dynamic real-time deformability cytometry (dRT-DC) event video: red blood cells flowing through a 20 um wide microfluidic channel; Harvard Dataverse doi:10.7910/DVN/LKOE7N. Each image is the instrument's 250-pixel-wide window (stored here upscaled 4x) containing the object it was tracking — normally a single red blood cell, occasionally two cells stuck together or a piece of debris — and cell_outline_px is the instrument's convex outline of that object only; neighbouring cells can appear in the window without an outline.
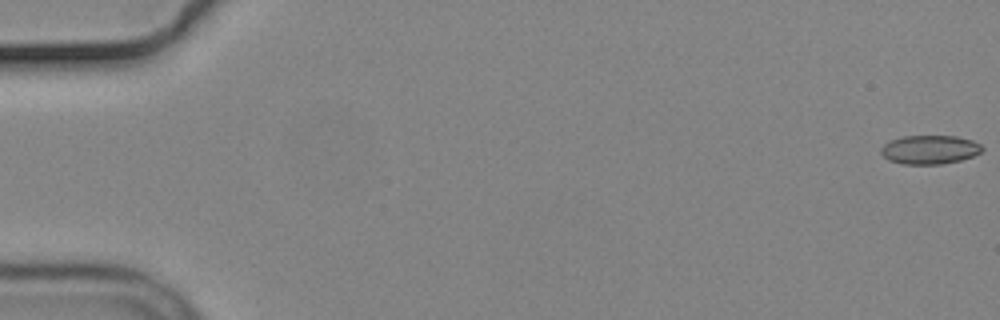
{"species": "common noctule bat (a hibernating species)", "species_latin": "Nyctalus noctula", "temperature_condition": "cold", "stored_images_in_passage": 11, "camera_frame_rate_fps": 3000, "um_per_image_px": 0.085, "animal": {"sex": "male", "body_mass_g": 19.2, "forearm_length_mm": 51.8}, "frame": {"image": 1, "passage_image": 1, "time_ms": 0.0, "image_size_px": [1000, 320], "cell_outline_px": [[984, 148], [980, 152], [972, 156], [960, 160], [940, 164], [904, 164], [888, 160], [880, 152], [880, 148], [884, 144], [892, 140], [904, 136], [956, 136], [972, 140], [980, 144]], "centroid_in_image_um": [79.02, 12.72], "position_along_channel_um": 6.0, "area_um2": 16.88}}